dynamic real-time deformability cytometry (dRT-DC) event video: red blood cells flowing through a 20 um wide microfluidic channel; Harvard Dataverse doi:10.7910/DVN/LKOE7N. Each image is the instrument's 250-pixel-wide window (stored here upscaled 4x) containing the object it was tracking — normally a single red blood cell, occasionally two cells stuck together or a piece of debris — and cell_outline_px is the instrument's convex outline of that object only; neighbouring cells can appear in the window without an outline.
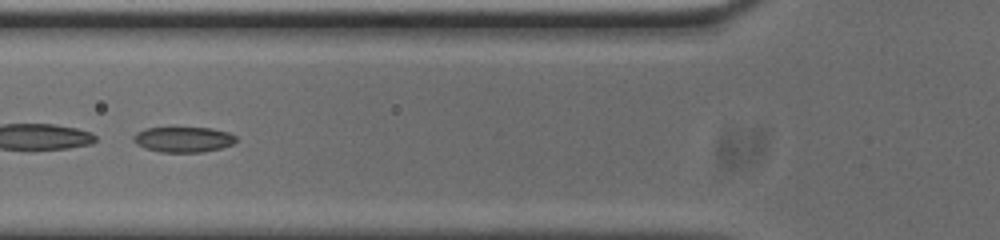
{"species": "common noctule bat (a hibernating species)", "species_latin": "Nyctalus noctula", "temperature_condition": "cold", "stored_images_in_passage": 53, "segment_of_instrument_passage": [2, 2], "camera_frame_rate_fps": 3000, "um_per_image_px": 0.085, "animal": {"sex": "male", "body_mass_g": 20.0, "forearm_length_mm": 53.3}, "frame": {"image": 1, "passage_image": 19, "time_ms": 6.0, "image_size_px": [1000, 240], "cell_outline_px": [[236, 140], [232, 144], [220, 148], [200, 152], [160, 152], [144, 148], [136, 144], [132, 140], [132, 136], [136, 132], [144, 128], [212, 128], [228, 132], [236, 136]], "centroid_in_image_um": [15.53, 11.85], "position_along_channel_um": 110.3, "area_um2": 15.2}}